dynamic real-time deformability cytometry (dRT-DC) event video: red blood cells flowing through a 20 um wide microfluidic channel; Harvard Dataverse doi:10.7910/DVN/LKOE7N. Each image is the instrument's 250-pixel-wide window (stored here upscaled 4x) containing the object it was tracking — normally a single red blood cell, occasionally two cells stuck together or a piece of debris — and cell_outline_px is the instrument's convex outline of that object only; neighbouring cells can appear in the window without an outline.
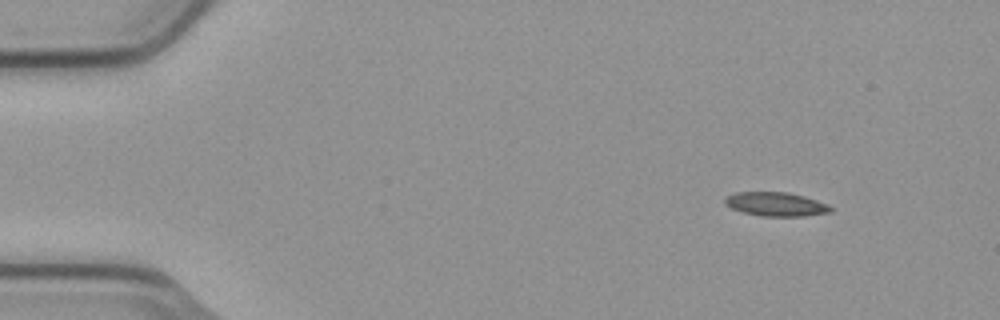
{"species": "common noctule bat (a hibernating species)", "species_latin": "Nyctalus noctula", "temperature_condition": "cold", "stored_images_in_passage": 18, "segment_of_instrument_passage": [2, 2], "camera_frame_rate_fps": 3000, "um_per_image_px": 0.085, "animal": {"sex": "male", "body_mass_g": 23.1, "forearm_length_mm": 52.7}, "frame": {"image": 1, "passage_image": 18, "time_ms": 5.667, "image_size_px": [1000, 320], "cell_outline_px": [[832, 212], [804, 216], [760, 216], [744, 212], [732, 208], [724, 204], [724, 200], [728, 196], [736, 192], [788, 192], [804, 196], [816, 200], [832, 208]], "centroid_in_image_um": [65.93, 17.35], "position_along_channel_um": 19.1, "area_um2": 14.57}}